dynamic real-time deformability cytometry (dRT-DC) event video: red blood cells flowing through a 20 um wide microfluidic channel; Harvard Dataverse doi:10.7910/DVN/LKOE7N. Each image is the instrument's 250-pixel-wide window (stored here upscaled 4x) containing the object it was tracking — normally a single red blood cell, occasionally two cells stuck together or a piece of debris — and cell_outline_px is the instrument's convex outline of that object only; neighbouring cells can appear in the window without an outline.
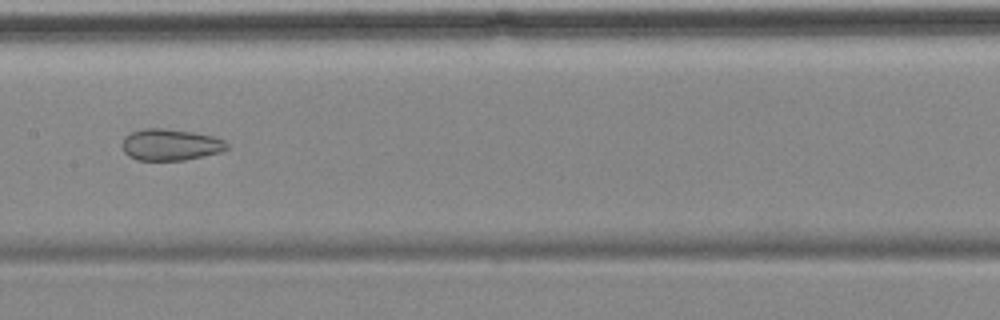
{"species": "common noctule bat (a hibernating species)", "species_latin": "Nyctalus noctula", "temperature_condition": "cold", "stored_images_in_passage": 14, "segment_of_instrument_passage": [2, 2], "camera_frame_rate_fps": 3000, "um_per_image_px": 0.085, "animal": {"sex": "female", "body_mass_g": 18.4}, "frame": {"image": 1, "passage_image": 7, "time_ms": 8.333, "image_size_px": [1000, 320], "cell_outline_px": [[228, 148], [220, 152], [184, 160], [136, 160], [128, 156], [124, 152], [120, 144], [124, 136], [132, 132], [144, 128], [164, 128], [192, 132], [212, 136], [224, 140], [228, 144]], "centroid_in_image_um": [14.44, 12.3], "position_along_channel_um": 193.0, "area_um2": 19.31}}
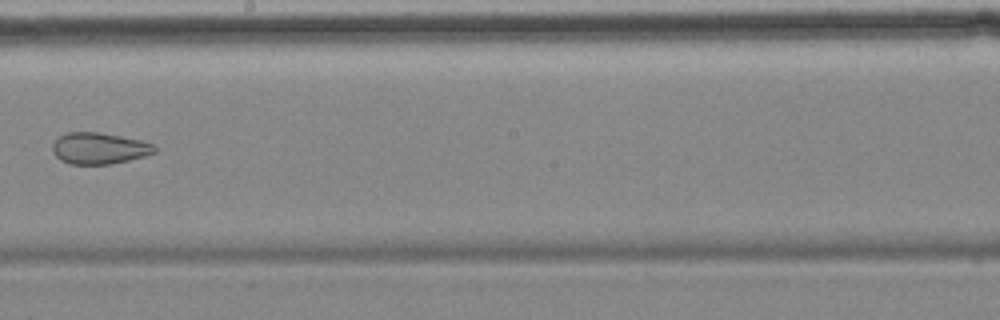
{"frame": {"image": 2, "passage_image": 8, "time_ms": 9.667, "image_size_px": [1000, 320], "cell_outline_px": [[156, 152], [144, 156], [112, 164], [68, 164], [60, 160], [52, 152], [52, 144], [60, 136], [68, 132], [96, 132], [120, 136], [140, 140], [152, 144], [156, 148]], "centroid_in_image_um": [8.4, 12.61], "position_along_channel_um": 239.8, "area_um2": 18.61}}